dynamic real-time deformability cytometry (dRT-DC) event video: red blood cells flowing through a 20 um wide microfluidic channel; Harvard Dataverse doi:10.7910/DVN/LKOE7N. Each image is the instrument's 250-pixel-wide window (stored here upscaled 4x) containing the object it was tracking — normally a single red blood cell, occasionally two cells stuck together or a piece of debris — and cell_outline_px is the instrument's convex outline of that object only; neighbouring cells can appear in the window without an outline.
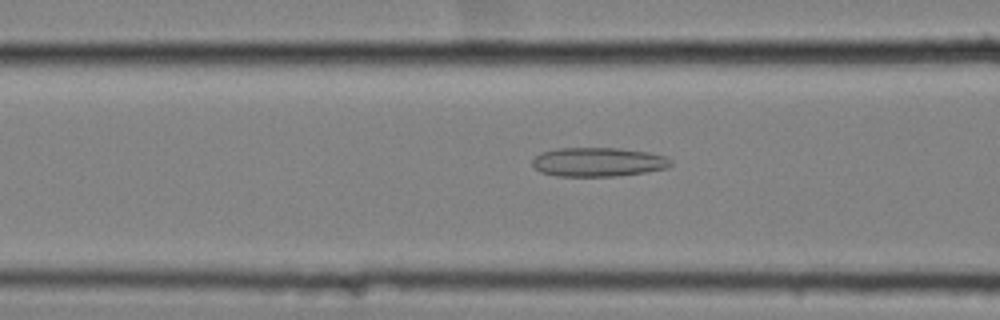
{"species": "common noctule bat (a hibernating species)", "species_latin": "Nyctalus noctula", "temperature_condition": "cold", "stored_images_in_passage": 37, "camera_frame_rate_fps": 3000, "um_per_image_px": 0.085, "animal": {"sex": "female", "body_mass_g": 25.1}, "frame": {"image": 1, "passage_image": 14, "time_ms": 4.333, "image_size_px": [1000, 320], "cell_outline_px": [[672, 164], [668, 168], [644, 172], [616, 176], [556, 176], [540, 172], [532, 164], [532, 160], [540, 152], [560, 148], [616, 148], [648, 152], [664, 156], [672, 160]], "centroid_in_image_um": [50.83, 13.77], "position_along_channel_um": 115.8, "area_um2": 23.41}}
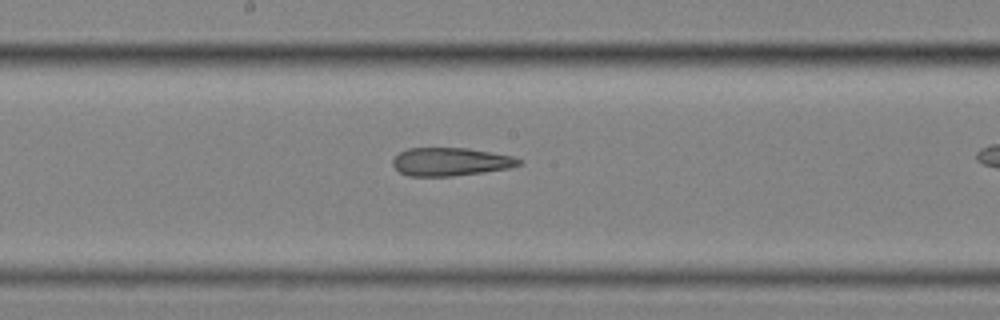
{"frame": {"image": 2, "passage_image": 22, "time_ms": 7.0, "image_size_px": [1000, 320], "cell_outline_px": [[524, 160], [520, 164], [508, 168], [484, 172], [452, 176], [408, 176], [400, 172], [392, 164], [392, 160], [400, 152], [408, 148], [468, 148], [492, 152], [512, 156]], "centroid_in_image_um": [38.3, 13.74], "position_along_channel_um": 209.9, "area_um2": 20.69}}
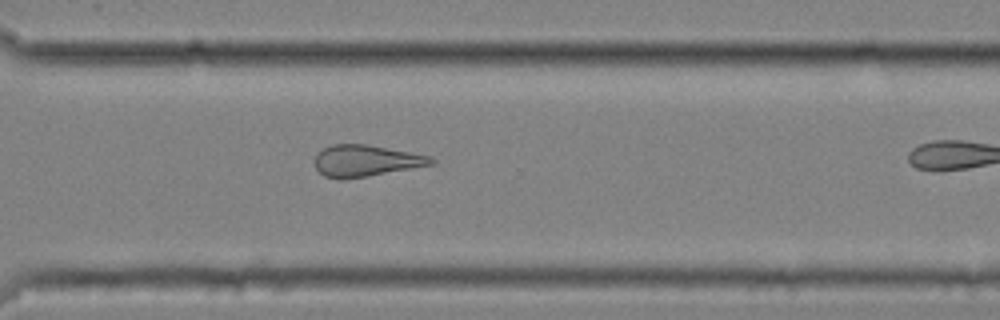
{"frame": {"image": 3, "passage_image": 33, "time_ms": 10.667, "image_size_px": [1000, 320], "cell_outline_px": [[436, 164], [368, 176], [340, 180], [324, 176], [316, 168], [316, 156], [324, 148], [332, 144], [364, 144], [432, 156], [436, 160]], "centroid_in_image_um": [31.13, 13.67], "position_along_channel_um": 339.5, "area_um2": 21.27}}